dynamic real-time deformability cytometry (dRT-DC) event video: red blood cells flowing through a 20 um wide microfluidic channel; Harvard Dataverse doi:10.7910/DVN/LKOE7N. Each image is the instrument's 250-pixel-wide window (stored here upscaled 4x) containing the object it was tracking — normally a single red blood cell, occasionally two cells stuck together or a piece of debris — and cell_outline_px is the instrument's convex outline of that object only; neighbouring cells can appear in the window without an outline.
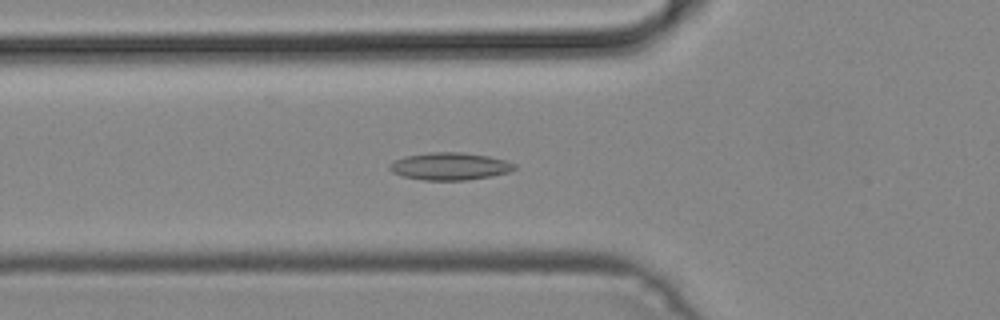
{"species": "common noctule bat (a hibernating species)", "species_latin": "Nyctalus noctula", "temperature_condition": "cold", "stored_images_in_passage": 34, "camera_frame_rate_fps": 3000, "um_per_image_px": 0.085, "animal": {"sex": "male", "body_mass_g": 19.2, "forearm_length_mm": 51.8}, "frame": {"image": 1, "passage_image": 2, "time_ms": 0.333, "image_size_px": [1000, 320], "cell_outline_px": [[516, 168], [508, 172], [492, 176], [464, 180], [424, 180], [404, 176], [392, 172], [388, 168], [388, 164], [404, 156], [428, 152], [460, 152], [488, 156], [508, 160], [516, 164]], "centroid_in_image_um": [38.24, 14.12], "position_along_channel_um": 87.6, "area_um2": 20.0}}
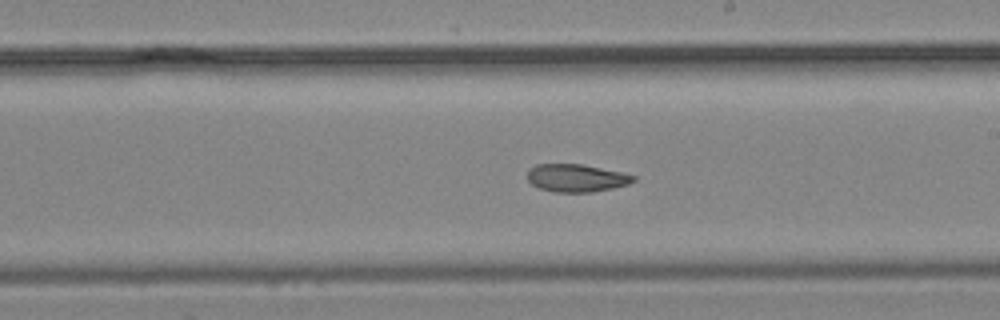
{"frame": {"image": 2, "passage_image": 13, "time_ms": 4.0, "image_size_px": [1000, 320], "cell_outline_px": [[636, 180], [628, 184], [612, 188], [592, 192], [552, 192], [540, 188], [532, 184], [528, 180], [528, 168], [536, 164], [584, 164], [620, 172], [636, 176]], "centroid_in_image_um": [48.98, 15.12], "position_along_channel_um": 240.0, "area_um2": 17.17}}
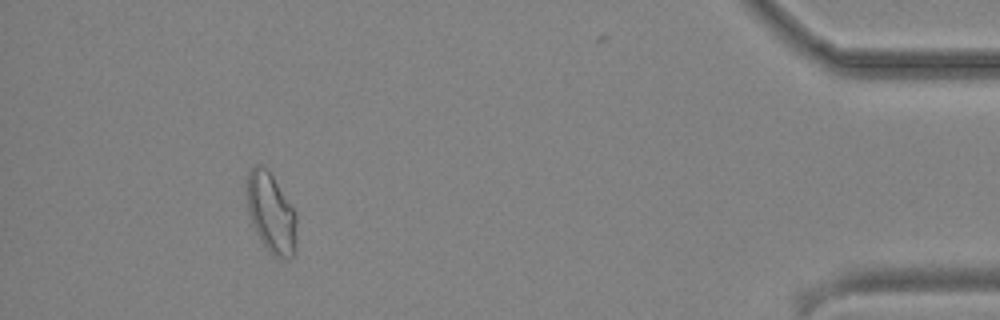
{"frame": {"image": 3, "passage_image": 30, "time_ms": 9.667, "image_size_px": [1000, 320], "cell_outline_px": [[296, 252], [288, 260], [268, 252], [260, 240], [248, 216], [248, 172], [256, 164], [264, 164], [296, 212]], "centroid_in_image_um": [23.06, 18.14], "position_along_channel_um": 412.1, "area_um2": 23.12}}